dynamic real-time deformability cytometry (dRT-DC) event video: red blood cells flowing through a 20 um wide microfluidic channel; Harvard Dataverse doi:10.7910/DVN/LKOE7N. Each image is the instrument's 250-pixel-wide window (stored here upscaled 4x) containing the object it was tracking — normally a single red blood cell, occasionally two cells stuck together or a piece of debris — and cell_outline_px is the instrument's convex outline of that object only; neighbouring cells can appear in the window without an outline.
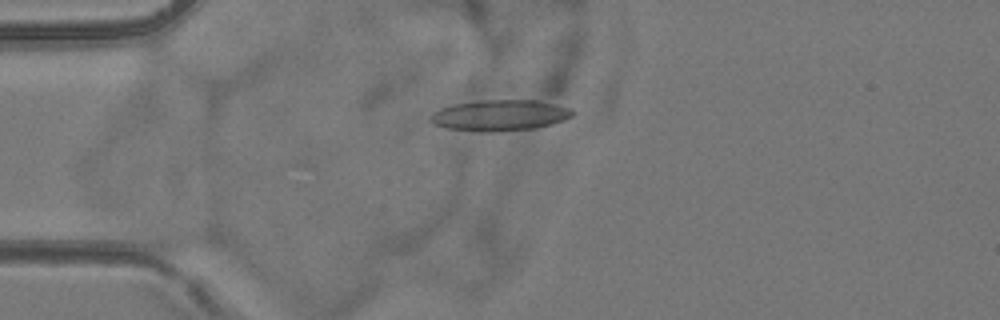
{"species": "common noctule bat (a hibernating species)", "species_latin": "Nyctalus noctula", "temperature_condition": "room temperature", "stored_images_in_passage": 8, "camera_frame_rate_fps": 3000, "um_per_image_px": 0.085, "animal": {"sex": "female", "body_mass_g": 24.6, "forearm_length_mm": 56.2}, "frame": {"image": 1, "passage_image": 5, "time_ms": 4.667, "image_size_px": [1000, 320], "cell_outline_px": [[576, 112], [572, 116], [564, 120], [552, 124], [532, 128], [488, 132], [448, 128], [436, 124], [432, 120], [432, 116], [440, 108], [456, 104], [480, 100], [536, 100], [572, 108]], "centroid_in_image_um": [42.58, 9.79], "position_along_channel_um": 42.4, "area_um2": 25.14}}
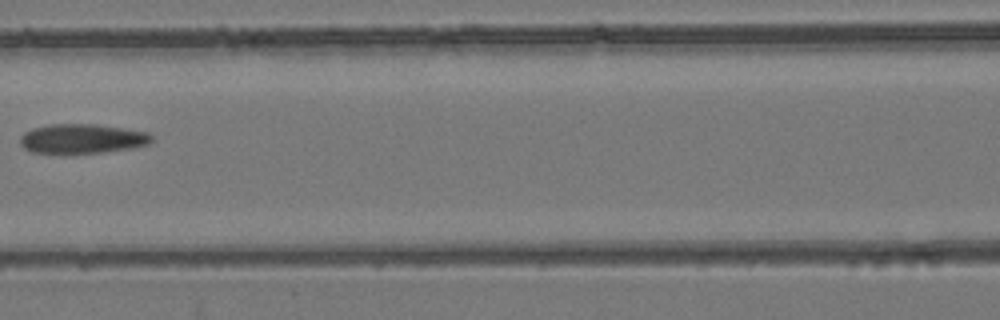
{"frame": {"image": 2, "passage_image": 8, "time_ms": 8.333, "image_size_px": [1000, 320], "cell_outline_px": [[152, 140], [148, 144], [132, 148], [100, 152], [64, 156], [32, 152], [24, 148], [20, 144], [20, 136], [24, 132], [32, 128], [48, 124], [92, 124], [124, 128], [148, 132], [152, 136]], "centroid_in_image_um": [6.91, 11.82], "position_along_channel_um": 159.7, "area_um2": 23.29}}